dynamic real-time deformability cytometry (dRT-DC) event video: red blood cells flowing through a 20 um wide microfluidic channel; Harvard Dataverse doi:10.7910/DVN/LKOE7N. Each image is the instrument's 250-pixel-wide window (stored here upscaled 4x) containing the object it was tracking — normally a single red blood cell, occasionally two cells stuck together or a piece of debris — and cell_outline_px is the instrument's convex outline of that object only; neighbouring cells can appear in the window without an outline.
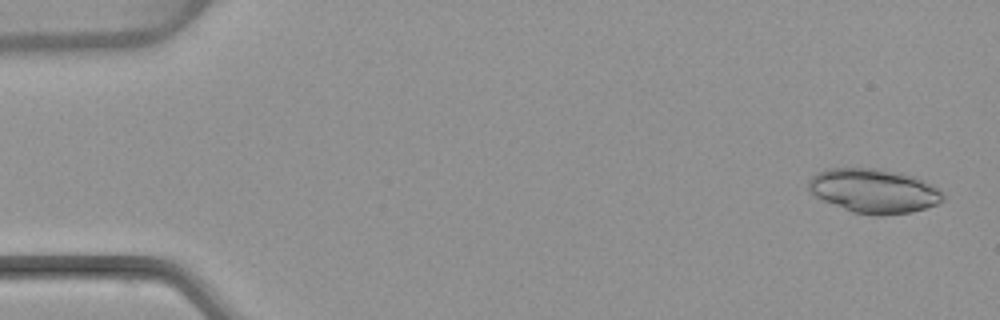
{"species": "common noctule bat (a hibernating species)", "species_latin": "Nyctalus noctula", "temperature_condition": "warm", "stored_images_in_passage": 52, "camera_frame_rate_fps": 3000, "um_per_image_px": 0.085, "animal": {"sex": "female", "body_mass_g": 22.7, "forearm_length_mm": 54.2}, "frame": {"image": 1, "passage_image": 2, "time_ms": 0.333, "image_size_px": [1000, 320], "cell_outline_px": [[944, 200], [936, 204], [912, 212], [880, 216], [876, 216], [852, 212], [824, 200], [816, 196], [808, 188], [808, 180], [816, 172], [828, 168], [880, 168], [912, 176], [924, 180], [932, 184], [944, 196]], "centroid_in_image_um": [74.26, 16.22], "position_along_channel_um": 10.7, "area_um2": 34.56}}